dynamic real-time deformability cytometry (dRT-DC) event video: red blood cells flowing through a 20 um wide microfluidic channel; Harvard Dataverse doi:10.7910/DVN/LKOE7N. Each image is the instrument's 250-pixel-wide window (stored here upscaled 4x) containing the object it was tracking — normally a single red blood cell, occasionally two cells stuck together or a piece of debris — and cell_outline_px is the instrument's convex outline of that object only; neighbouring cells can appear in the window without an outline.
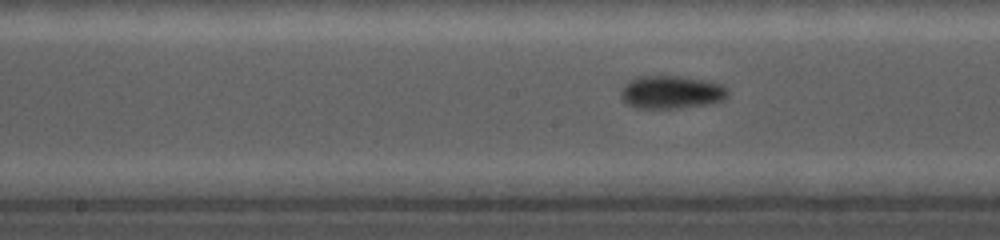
{"species": "common noctule bat (a hibernating species)", "species_latin": "Nyctalus noctula", "temperature_condition": "cold", "stored_images_in_passage": 40, "camera_frame_rate_fps": 5000, "um_per_image_px": 0.085, "animal": {"sex": "female", "body_mass_g": 19.0, "forearm_length_mm": 56.7}, "frame": {"image": 1, "passage_image": 11, "time_ms": 2.0, "image_size_px": [1000, 240], "cell_outline_px": [[728, 96], [724, 100], [708, 104], [680, 108], [636, 108], [628, 104], [620, 96], [620, 92], [624, 84], [628, 80], [636, 76], [680, 76], [704, 80], [724, 84], [728, 88]], "centroid_in_image_um": [57.07, 7.83], "position_along_channel_um": 191.1, "area_um2": 20.87}}
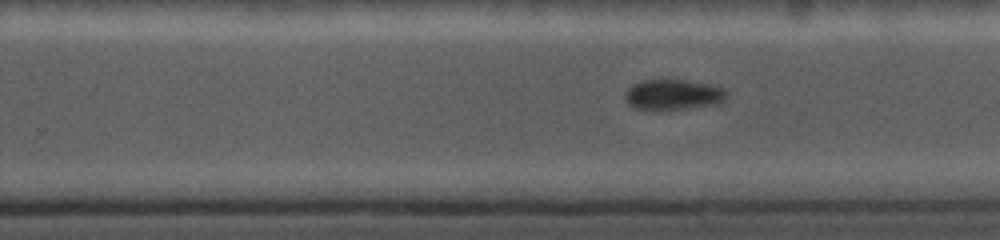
{"frame": {"image": 2, "passage_image": 22, "time_ms": 4.2, "image_size_px": [1000, 240], "cell_outline_px": [[728, 96], [720, 104], [660, 112], [656, 112], [632, 108], [624, 100], [624, 96], [628, 88], [632, 84], [644, 80], [684, 80], [708, 84], [724, 88], [728, 92]], "centroid_in_image_um": [57.19, 8.09], "position_along_channel_um": 272.6, "area_um2": 18.79}}
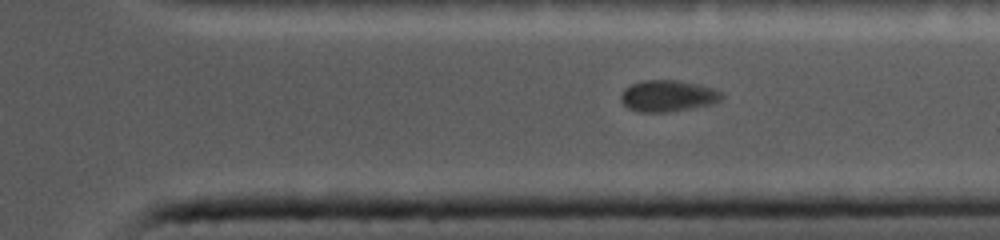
{"frame": {"image": 3, "passage_image": 33, "time_ms": 6.4, "image_size_px": [1000, 240], "cell_outline_px": [[724, 96], [720, 100], [712, 104], [668, 112], [640, 112], [628, 108], [620, 100], [620, 96], [624, 88], [632, 84], [644, 80], [680, 80], [712, 88], [720, 92]], "centroid_in_image_um": [56.74, 8.15], "position_along_channel_um": 354.7, "area_um2": 18.38}}